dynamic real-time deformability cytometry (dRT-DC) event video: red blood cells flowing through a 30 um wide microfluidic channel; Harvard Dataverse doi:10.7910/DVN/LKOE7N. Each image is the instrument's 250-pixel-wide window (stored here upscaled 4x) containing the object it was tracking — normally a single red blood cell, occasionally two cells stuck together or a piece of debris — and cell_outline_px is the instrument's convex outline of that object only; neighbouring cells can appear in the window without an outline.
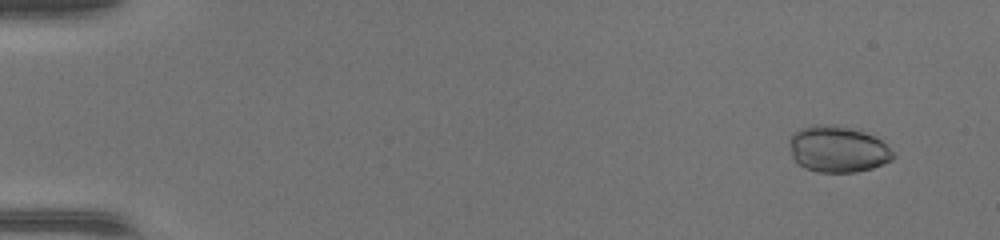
{"species": "common noctule bat (a hibernating species)", "species_latin": "Nyctalus noctula", "temperature_condition": "warm", "stored_images_in_passage": 11, "camera_frame_rate_fps": 3000, "um_per_image_px": 0.085, "animal": {"sex": "female", "body_mass_g": 17.0, "forearm_length_mm": 48.0}, "frame": {"image": 1, "passage_image": 4, "time_ms": 1.0, "image_size_px": [1000, 240], "cell_outline_px": [[896, 156], [892, 160], [884, 164], [872, 168], [856, 172], [816, 172], [804, 168], [792, 156], [788, 144], [788, 140], [800, 128], [816, 124], [820, 124], [848, 128], [864, 132], [880, 140]], "centroid_in_image_um": [71.19, 12.7], "position_along_channel_um": 13.8, "area_um2": 27.69}}